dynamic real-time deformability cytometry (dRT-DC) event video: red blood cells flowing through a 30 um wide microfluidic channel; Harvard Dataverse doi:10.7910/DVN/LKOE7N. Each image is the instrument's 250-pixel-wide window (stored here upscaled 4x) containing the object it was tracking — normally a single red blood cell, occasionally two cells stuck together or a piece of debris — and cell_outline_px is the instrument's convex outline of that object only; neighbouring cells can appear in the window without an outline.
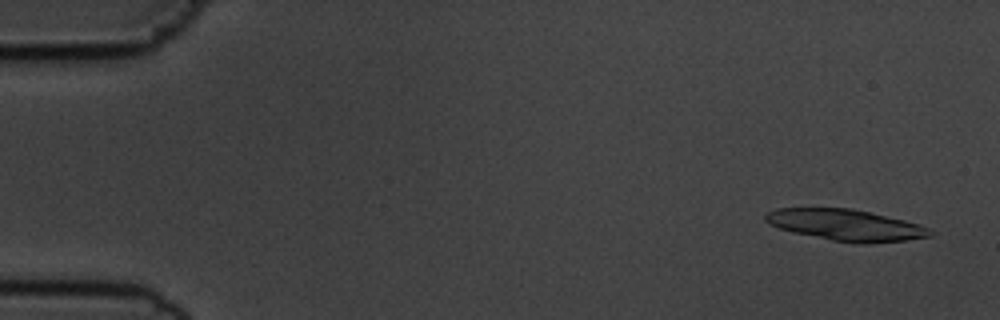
{"species": "common noctule bat (a hibernating species)", "species_latin": "Nyctalus noctula", "temperature_condition": "cold", "stored_images_in_passage": 56, "camera_frame_rate_fps": 3000, "um_per_image_px": 0.085, "animal": {"sex": "male", "body_mass_g": 19.5, "forearm_length_mm": 54.6}, "frame": {"image": 1, "passage_image": 3, "time_ms": 0.667, "image_size_px": [1000, 320], "cell_outline_px": [[936, 232], [932, 236], [904, 240], [868, 244], [860, 244], [832, 240], [792, 232], [780, 228], [764, 220], [764, 216], [768, 212], [776, 208], [852, 208], [904, 220], [920, 224]], "centroid_in_image_um": [71.93, 19.13], "position_along_channel_um": 13.1, "area_um2": 30.0}}
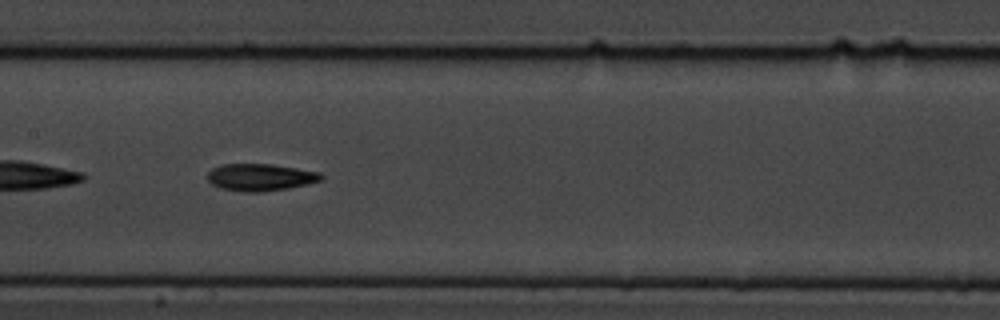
{"frame": {"image": 2, "passage_image": 28, "time_ms": 9.0, "image_size_px": [1000, 320], "cell_outline_px": [[324, 180], [308, 184], [288, 188], [260, 192], [244, 192], [220, 188], [212, 184], [208, 180], [208, 172], [212, 168], [224, 164], [272, 164], [320, 172], [324, 176]], "centroid_in_image_um": [22.16, 15.07], "position_along_channel_um": 185.2, "area_um2": 18.03}}
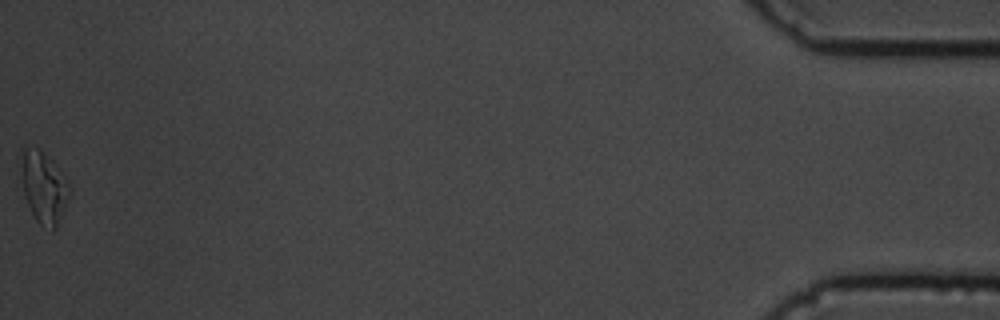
{"frame": {"image": 3, "passage_image": 56, "time_ms": 18.333, "image_size_px": [1000, 320], "cell_outline_px": [[72, 192], [56, 228], [52, 232], [40, 224], [36, 220], [24, 196], [16, 160], [20, 148], [28, 144], [36, 148], [52, 160], [68, 180]], "centroid_in_image_um": [3.66, 15.84], "position_along_channel_um": 431.5, "area_um2": 21.27}, "authors_computed_cell_mechanics": {"area_um2": 18.0625, "velocity_mm_per_s": 3.6342, "shape_relaxation_time_tau1_ms": 3.2872, "shape_relaxation_time_tau2_ms": 5.6307, "deformation_change_tau1": 0.1113, "deformation_change_tau2": 0.1411}}